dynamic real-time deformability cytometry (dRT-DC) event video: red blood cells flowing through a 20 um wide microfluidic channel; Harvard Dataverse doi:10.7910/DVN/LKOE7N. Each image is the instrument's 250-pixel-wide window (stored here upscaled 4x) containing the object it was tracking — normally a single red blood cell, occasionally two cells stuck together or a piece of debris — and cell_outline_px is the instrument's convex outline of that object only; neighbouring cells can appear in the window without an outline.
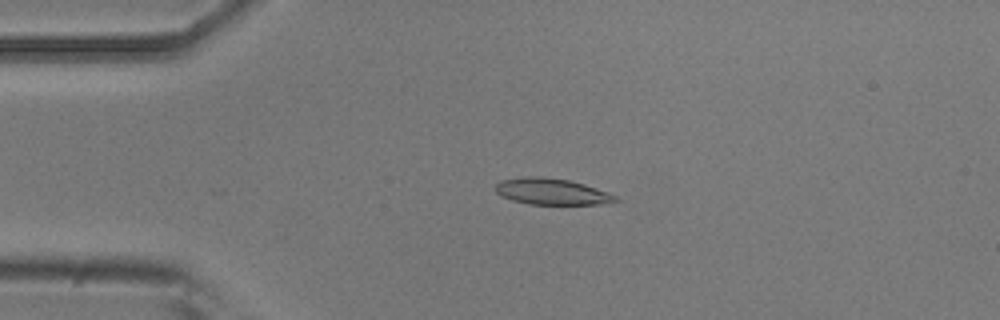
{"species": "common noctule bat (a hibernating species)", "species_latin": "Nyctalus noctula", "temperature_condition": "room temperature", "stored_images_in_passage": 48, "camera_frame_rate_fps": 3000, "um_per_image_px": 0.085, "animal": {"sex": "male", "body_mass_g": 20.5, "forearm_length_mm": 52.5}, "frame": {"image": 1, "passage_image": 8, "time_ms": 2.333, "image_size_px": [1000, 320], "cell_outline_px": [[620, 200], [600, 204], [528, 204], [512, 200], [496, 192], [496, 184], [500, 180], [524, 176], [540, 176], [568, 180], [584, 184], [608, 192], [616, 196]], "centroid_in_image_um": [46.88, 16.27], "position_along_channel_um": 38.1, "area_um2": 18.26}}
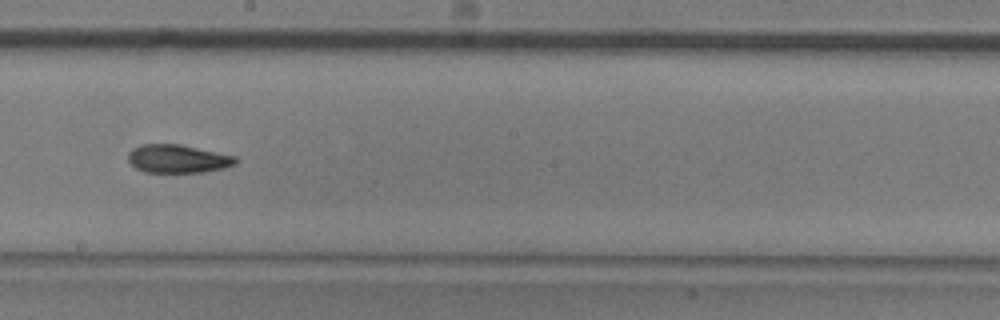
{"frame": {"image": 2, "passage_image": 25, "time_ms": 8.0, "image_size_px": [1000, 320], "cell_outline_px": [[240, 160], [236, 164], [224, 168], [204, 172], [144, 172], [136, 168], [128, 160], [128, 152], [132, 148], [140, 144], [180, 144], [236, 156]], "centroid_in_image_um": [15.13, 13.49], "position_along_channel_um": 233.1, "area_um2": 17.86}}
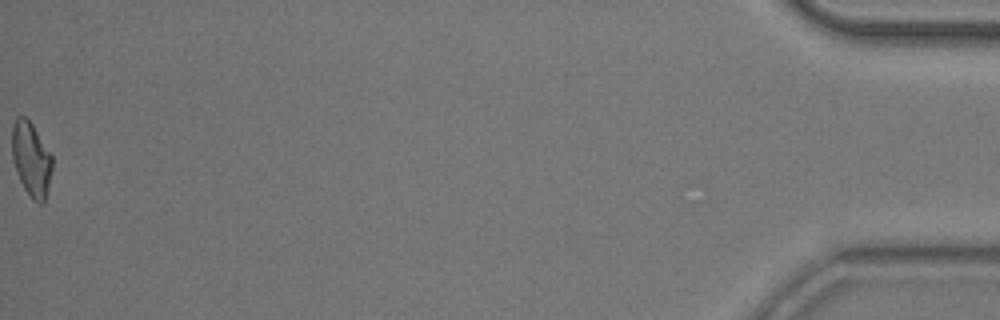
{"frame": {"image": 3, "passage_image": 48, "time_ms": 15.667, "image_size_px": [1000, 320], "cell_outline_px": [[52, 168], [48, 188], [44, 200], [40, 204], [32, 200], [24, 188], [16, 172], [12, 160], [12, 124], [16, 116], [24, 116], [32, 124], [52, 156]], "centroid_in_image_um": [2.63, 13.52], "position_along_channel_um": 432.6, "area_um2": 17.34}, "authors_computed_cell_mechanics": {"area_um2": 17.9758, "velocity_mm_per_s": 3.9429, "shape_relaxation_time_tau1_ms": 6.2098, "shape_relaxation_time_tau2_ms": 4.8542, "deformation_change_tau1": 0.1753, "deformation_change_tau2": 0.1221}}